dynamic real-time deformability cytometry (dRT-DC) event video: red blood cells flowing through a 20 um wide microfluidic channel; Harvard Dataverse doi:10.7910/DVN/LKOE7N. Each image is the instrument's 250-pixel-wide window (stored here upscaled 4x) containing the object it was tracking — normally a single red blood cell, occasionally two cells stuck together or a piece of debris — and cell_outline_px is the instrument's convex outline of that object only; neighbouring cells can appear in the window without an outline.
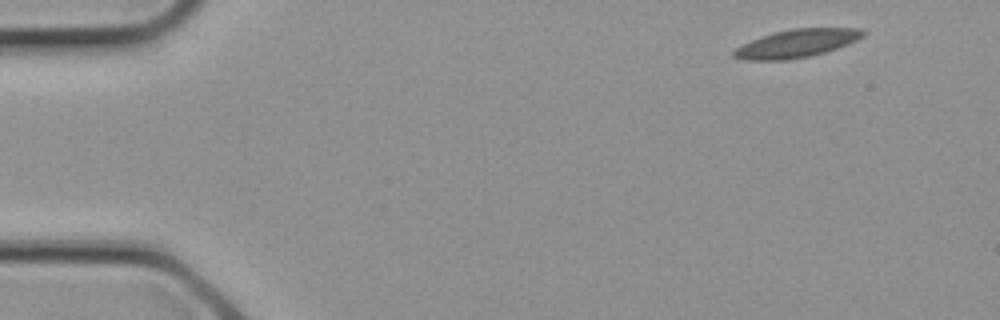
{"species": "common noctule bat (a hibernating species)", "species_latin": "Nyctalus noctula", "temperature_condition": "cold", "stored_images_in_passage": 3, "segment_of_instrument_passage": [1, 2], "camera_frame_rate_fps": 3000, "um_per_image_px": 0.085, "animal": {"sex": "female", "body_mass_g": 21.9}, "frame": {"image": 1, "passage_image": 1, "time_ms": 0.0, "image_size_px": [1000, 320], "cell_outline_px": [[868, 32], [864, 36], [856, 40], [836, 48], [812, 56], [788, 60], [744, 60], [732, 56], [732, 52], [736, 48], [752, 40], [776, 32], [792, 28], [860, 28]], "centroid_in_image_um": [67.74, 3.69], "position_along_channel_um": 17.3, "area_um2": 20.98}}